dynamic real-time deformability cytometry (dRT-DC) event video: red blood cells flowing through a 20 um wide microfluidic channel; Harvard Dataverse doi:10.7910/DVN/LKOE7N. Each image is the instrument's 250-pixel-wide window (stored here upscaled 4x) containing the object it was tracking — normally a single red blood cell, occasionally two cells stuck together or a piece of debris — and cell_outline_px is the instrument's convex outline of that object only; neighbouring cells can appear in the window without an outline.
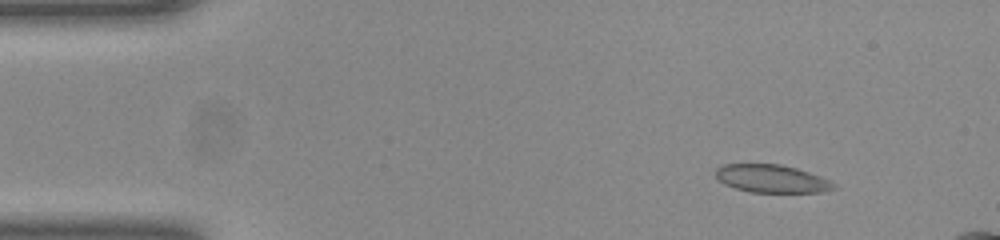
{"species": "common noctule bat (a hibernating species)", "species_latin": "Nyctalus noctula", "temperature_condition": "room temperature", "stored_images_in_passage": 11, "camera_frame_rate_fps": 3000, "um_per_image_px": 0.085, "animal": {"sex": "female", "body_mass_g": 23.0, "forearm_length_mm": 53.4}, "frame": {"image": 1, "passage_image": 2, "time_ms": 0.333, "image_size_px": [1000, 240], "cell_outline_px": [[836, 188], [820, 192], [752, 192], [736, 188], [724, 184], [716, 176], [716, 168], [720, 164], [780, 164], [796, 168], [820, 176], [836, 184]], "centroid_in_image_um": [65.58, 15.18], "position_along_channel_um": 19.4, "area_um2": 19.07}}